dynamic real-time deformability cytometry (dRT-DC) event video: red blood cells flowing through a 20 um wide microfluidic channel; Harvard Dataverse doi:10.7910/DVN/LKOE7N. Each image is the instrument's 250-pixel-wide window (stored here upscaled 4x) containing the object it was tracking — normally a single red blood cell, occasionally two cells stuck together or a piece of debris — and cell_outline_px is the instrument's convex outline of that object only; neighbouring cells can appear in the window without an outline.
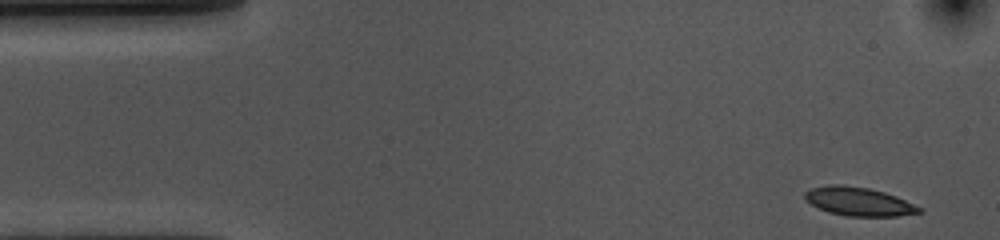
{"species": "common noctule bat (a hibernating species)", "species_latin": "Nyctalus noctula", "temperature_condition": "cold", "stored_images_in_passage": 52, "camera_frame_rate_fps": 3000, "um_per_image_px": 0.085, "animal": {"sex": "female", "body_mass_g": 10.0, "forearm_length_mm": 53.1}, "frame": {"image": 1, "passage_image": 1, "time_ms": 0.0, "image_size_px": [1000, 240], "cell_outline_px": [[924, 212], [900, 216], [848, 216], [828, 212], [804, 200], [804, 192], [812, 188], [828, 184], [840, 184], [868, 188], [884, 192], [896, 196], [924, 208]], "centroid_in_image_um": [73.02, 17.13], "position_along_channel_um": 12.0, "area_um2": 19.19}}
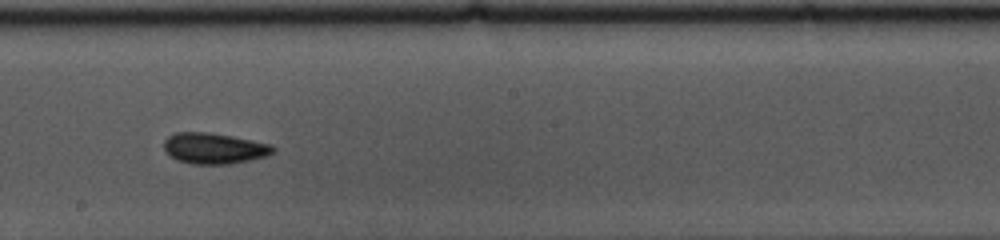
{"frame": {"image": 2, "passage_image": 27, "time_ms": 8.667, "image_size_px": [1000, 240], "cell_outline_px": [[276, 152], [268, 156], [228, 164], [192, 164], [176, 160], [164, 148], [164, 140], [168, 136], [176, 132], [208, 132], [232, 136], [272, 144], [276, 148]], "centroid_in_image_um": [18.24, 12.6], "position_along_channel_um": 230.0, "area_um2": 19.71}}
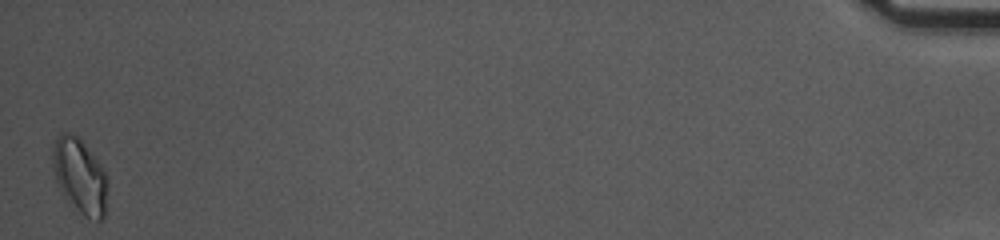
{"frame": {"image": 3, "passage_image": 52, "time_ms": 17.0, "image_size_px": [1000, 240], "cell_outline_px": [[104, 216], [100, 220], [96, 220], [72, 212], [60, 192], [52, 168], [52, 148], [56, 136], [60, 132], [68, 132], [76, 136], [84, 144], [100, 164], [104, 172]], "centroid_in_image_um": [6.68, 14.99], "position_along_channel_um": 428.5, "area_um2": 23.93}, "authors_computed_cell_mechanics": {"area_um2": 19.1029, "velocity_mm_per_s": 3.5897, "shape_relaxation_time_tau1_ms": 6.3422, "shape_relaxation_time_tau2_ms": 2.8658, "deformation_change_tau1": 0.1196, "deformation_change_tau2": 0.0747}}